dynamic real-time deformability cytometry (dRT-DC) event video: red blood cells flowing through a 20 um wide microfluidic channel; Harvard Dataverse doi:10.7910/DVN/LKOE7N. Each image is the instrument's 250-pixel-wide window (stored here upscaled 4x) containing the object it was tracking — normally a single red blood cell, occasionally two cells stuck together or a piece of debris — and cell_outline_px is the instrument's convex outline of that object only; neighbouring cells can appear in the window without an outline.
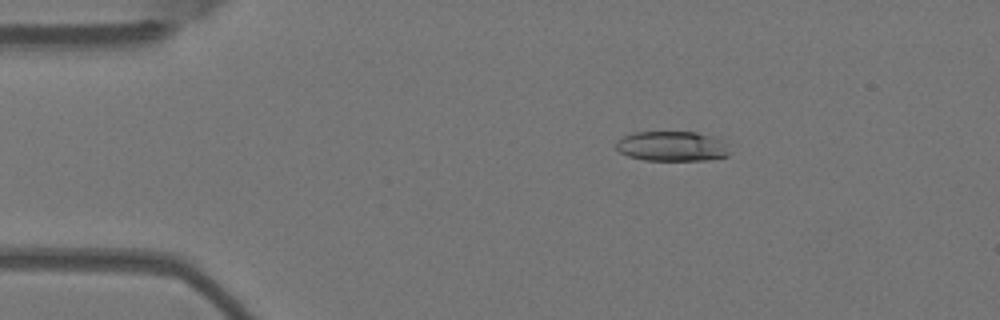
{"species": "Egyptian fruit bat (a non-hibernating species)", "species_latin": "Rousettus aegyptiacus", "temperature_condition": "warm", "stored_images_in_passage": 4, "camera_frame_rate_fps": 3000, "um_per_image_px": 0.085, "animal": {"sex": "female"}, "frame": {"image": 1, "passage_image": 2, "time_ms": 0.333, "image_size_px": [1000, 320], "cell_outline_px": [[728, 156], [708, 160], [644, 160], [628, 156], [620, 152], [616, 148], [616, 140], [632, 132], [696, 132], [712, 136], [720, 140], [724, 144], [728, 152]], "centroid_in_image_um": [57.07, 12.43], "position_along_channel_um": 27.9, "area_um2": 19.71}}